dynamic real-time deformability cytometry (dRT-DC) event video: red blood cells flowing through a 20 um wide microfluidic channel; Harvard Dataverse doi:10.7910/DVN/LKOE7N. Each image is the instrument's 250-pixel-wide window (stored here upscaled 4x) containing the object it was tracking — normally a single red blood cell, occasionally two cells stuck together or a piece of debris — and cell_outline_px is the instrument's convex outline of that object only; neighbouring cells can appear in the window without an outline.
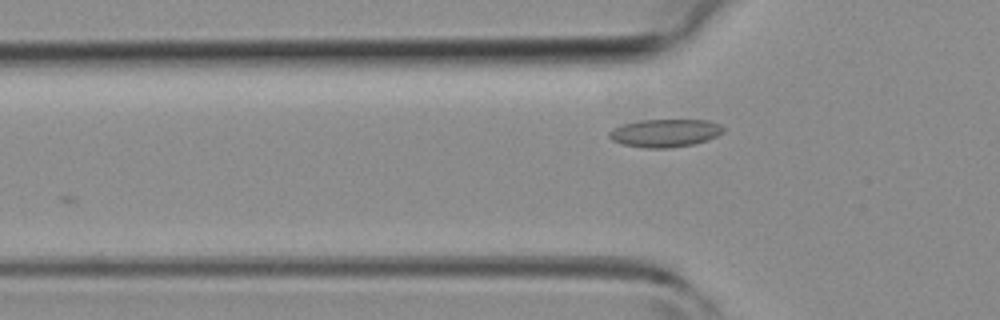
{"species": "common noctule bat (a hibernating species)", "species_latin": "Nyctalus noctula", "temperature_condition": "room temperature", "stored_images_in_passage": 3, "camera_frame_rate_fps": 3000, "um_per_image_px": 0.085, "animal": {"sex": "female", "body_mass_g": 19.3, "forearm_length_mm": 54.1}, "frame": {"image": 1, "passage_image": 3, "time_ms": 3.0, "image_size_px": [1000, 320], "cell_outline_px": [[724, 132], [708, 140], [692, 144], [668, 148], [644, 148], [620, 144], [612, 140], [608, 136], [608, 132], [624, 124], [640, 120], [708, 120], [720, 124], [724, 128]], "centroid_in_image_um": [56.53, 11.31], "position_along_channel_um": 69.3, "area_um2": 18.55}}